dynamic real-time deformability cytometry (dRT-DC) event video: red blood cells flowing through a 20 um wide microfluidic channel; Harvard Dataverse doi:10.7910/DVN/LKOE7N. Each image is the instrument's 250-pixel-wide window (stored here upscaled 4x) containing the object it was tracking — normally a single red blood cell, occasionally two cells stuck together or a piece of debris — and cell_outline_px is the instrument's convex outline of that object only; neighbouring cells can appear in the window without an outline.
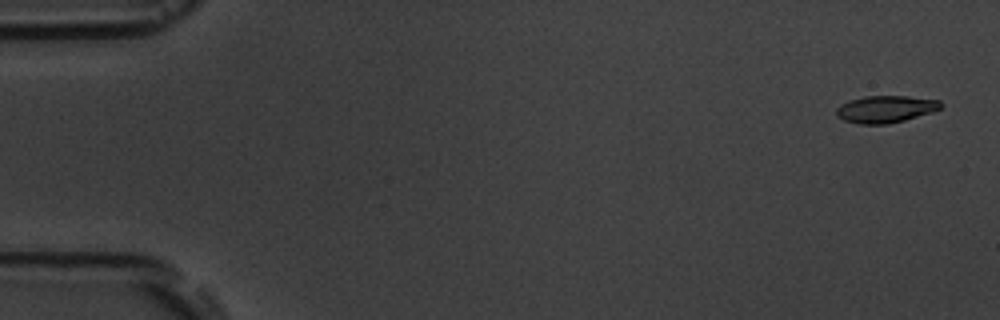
{"species": "common noctule bat (a hibernating species)", "species_latin": "Nyctalus noctula", "temperature_condition": "room temperature", "stored_images_in_passage": 5, "camera_frame_rate_fps": 3000, "um_per_image_px": 0.085, "animal": {"sex": "male", "body_mass_g": 19.5, "forearm_length_mm": 54.6}, "frame": {"image": 1, "passage_image": 1, "time_ms": 0.0, "image_size_px": [1000, 320], "cell_outline_px": [[944, 104], [940, 108], [932, 112], [904, 120], [888, 124], [860, 124], [844, 120], [836, 116], [836, 108], [840, 104], [848, 100], [864, 96], [908, 96], [940, 100]], "centroid_in_image_um": [75.26, 9.27], "position_along_channel_um": 9.7, "area_um2": 16.59}}
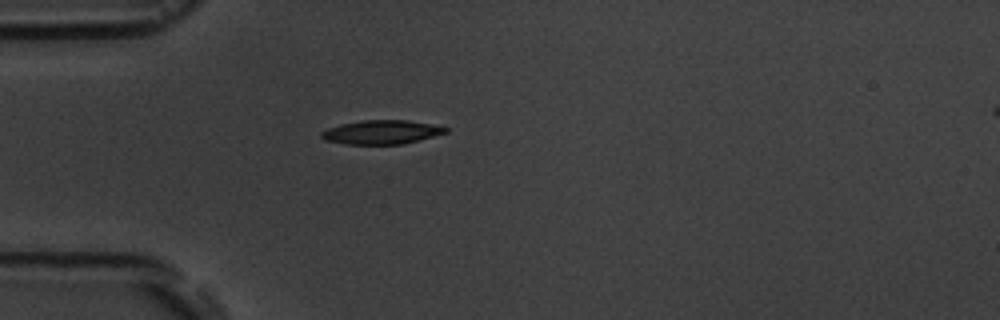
{"frame": {"image": 2, "passage_image": 5, "time_ms": 4.667, "image_size_px": [1000, 320], "cell_outline_px": [[448, 132], [404, 144], [344, 144], [324, 140], [320, 136], [320, 132], [328, 128], [340, 124], [364, 120], [408, 120], [432, 124], [448, 128]], "centroid_in_image_um": [32.41, 11.23], "position_along_channel_um": 52.6, "area_um2": 17.34}}